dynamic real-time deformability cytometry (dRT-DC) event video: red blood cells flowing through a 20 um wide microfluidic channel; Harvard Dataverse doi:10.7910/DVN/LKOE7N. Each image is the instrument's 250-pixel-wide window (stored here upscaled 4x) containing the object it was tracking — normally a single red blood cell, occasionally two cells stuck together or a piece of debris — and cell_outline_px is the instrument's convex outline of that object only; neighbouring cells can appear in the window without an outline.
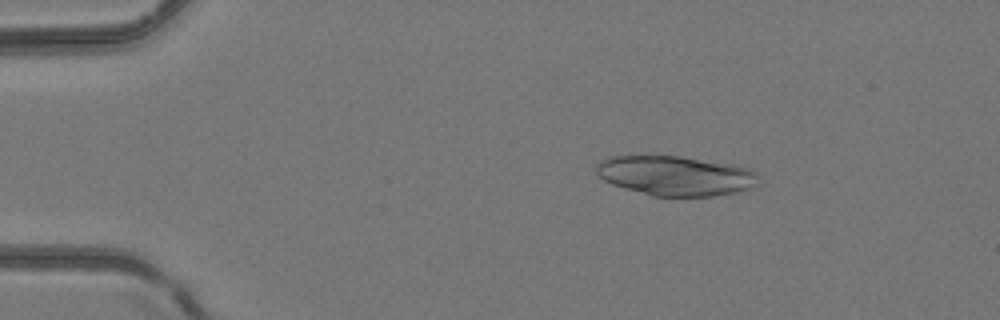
{"species": "common noctule bat (a hibernating species)", "species_latin": "Nyctalus noctula", "temperature_condition": "room temperature", "stored_images_in_passage": 45, "camera_frame_rate_fps": 3000, "um_per_image_px": 0.085, "animal": {"sex": "female", "body_mass_g": 24.6, "forearm_length_mm": 56.2}, "frame": {"image": 1, "passage_image": 6, "time_ms": 1.667, "image_size_px": [1000, 320], "cell_outline_px": [[756, 172], [748, 188], [740, 192], [712, 196], [652, 196], [612, 184], [604, 180], [596, 172], [596, 164], [600, 160], [608, 156], [680, 156], [732, 164], [748, 168]], "centroid_in_image_um": [57.33, 14.93], "position_along_channel_um": 27.7, "area_um2": 37.11}}